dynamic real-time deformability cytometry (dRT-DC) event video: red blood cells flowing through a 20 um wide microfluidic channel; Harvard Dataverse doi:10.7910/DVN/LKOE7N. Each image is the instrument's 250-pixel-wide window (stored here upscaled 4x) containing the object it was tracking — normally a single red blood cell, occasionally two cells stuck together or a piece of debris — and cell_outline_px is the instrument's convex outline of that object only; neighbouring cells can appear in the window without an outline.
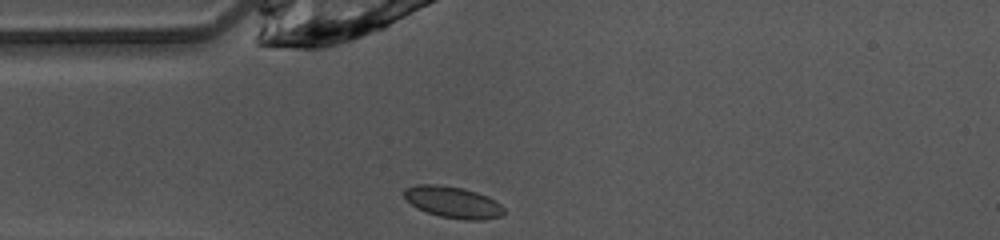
{"species": "common noctule bat (a hibernating species)", "species_latin": "Nyctalus noctula", "temperature_condition": "warm", "stored_images_in_passage": 37, "camera_frame_rate_fps": 3000, "um_per_image_px": 0.085, "animal": {"sex": "female", "body_mass_g": 10.0, "forearm_length_mm": 53.1}, "frame": {"image": 1, "passage_image": 1, "time_ms": 0.0, "image_size_px": [1000, 240], "cell_outline_px": [[504, 212], [500, 216], [484, 220], [464, 220], [440, 216], [416, 208], [404, 196], [404, 192], [408, 188], [416, 184], [432, 184], [460, 188], [476, 192], [488, 196], [500, 204], [504, 208]], "centroid_in_image_um": [38.52, 17.2], "position_along_channel_um": 46.5, "area_um2": 18.03}}
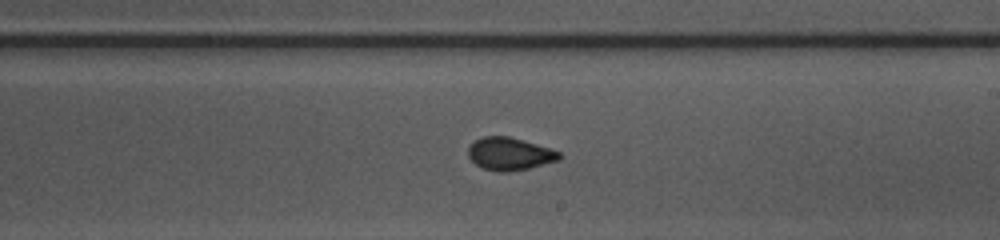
{"frame": {"image": 2, "passage_image": 16, "time_ms": 5.0, "image_size_px": [1000, 240], "cell_outline_px": [[560, 160], [528, 168], [508, 172], [500, 172], [480, 168], [468, 156], [468, 148], [476, 140], [484, 136], [508, 136], [524, 140], [560, 152]], "centroid_in_image_um": [43.3, 13.08], "position_along_channel_um": 245.7, "area_um2": 17.22}}
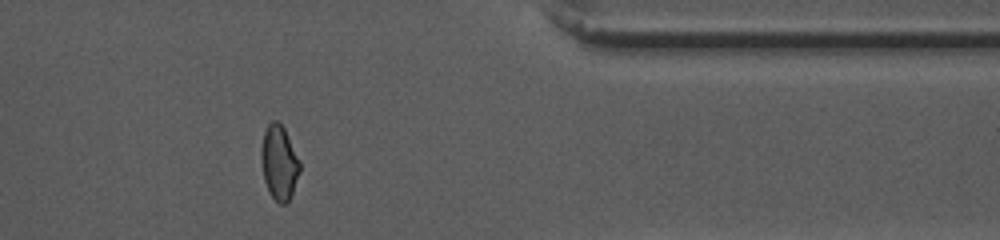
{"frame": {"image": 3, "passage_image": 28, "time_ms": 9.0, "image_size_px": [1000, 240], "cell_outline_px": [[300, 172], [292, 192], [288, 200], [284, 204], [280, 204], [268, 192], [264, 180], [260, 156], [260, 148], [264, 132], [268, 124], [272, 120], [276, 120], [284, 128], [300, 160]], "centroid_in_image_um": [23.71, 13.8], "position_along_channel_um": 387.7, "area_um2": 16.76}, "authors_computed_cell_mechanics": {"area_um2": 17.1088, "velocity_mm_per_s": 4.1018, "shape_relaxation_time_tau1_ms": 6.9522, "shape_relaxation_time_tau2_ms": 0.9485, "deformation_change_tau1": 0.1443, "deformation_change_tau2": 0.0573}}